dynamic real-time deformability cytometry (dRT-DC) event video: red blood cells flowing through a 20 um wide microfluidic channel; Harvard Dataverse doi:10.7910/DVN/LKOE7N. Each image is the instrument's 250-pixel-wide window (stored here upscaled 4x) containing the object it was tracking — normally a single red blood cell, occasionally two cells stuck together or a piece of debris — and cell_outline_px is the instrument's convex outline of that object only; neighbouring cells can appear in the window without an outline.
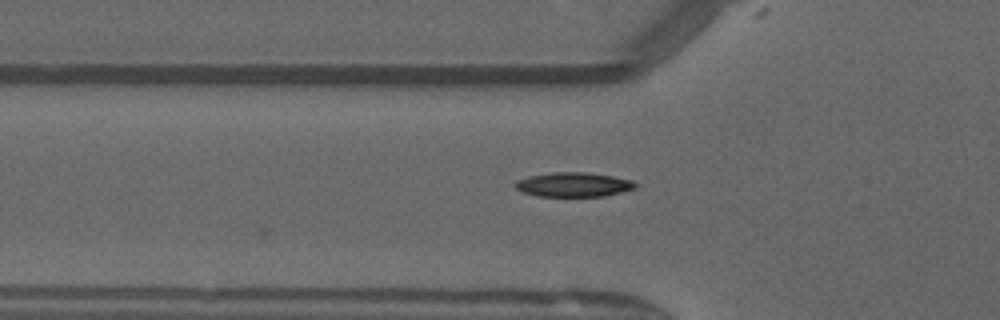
{"species": "common noctule bat (a hibernating species)", "species_latin": "Nyctalus noctula", "temperature_condition": "warm", "stored_images_in_passage": 35, "camera_frame_rate_fps": 3000, "um_per_image_px": 0.085, "animal": {"sex": "male", "forearm_length_mm": 52.5}, "frame": {"image": 1, "passage_image": 2, "time_ms": 0.333, "image_size_px": [1000, 320], "cell_outline_px": [[636, 188], [604, 196], [536, 196], [524, 192], [516, 188], [516, 180], [528, 176], [552, 172], [588, 172], [612, 176], [632, 180], [636, 184]], "centroid_in_image_um": [48.75, 15.68], "position_along_channel_um": 77.1, "area_um2": 16.99}}
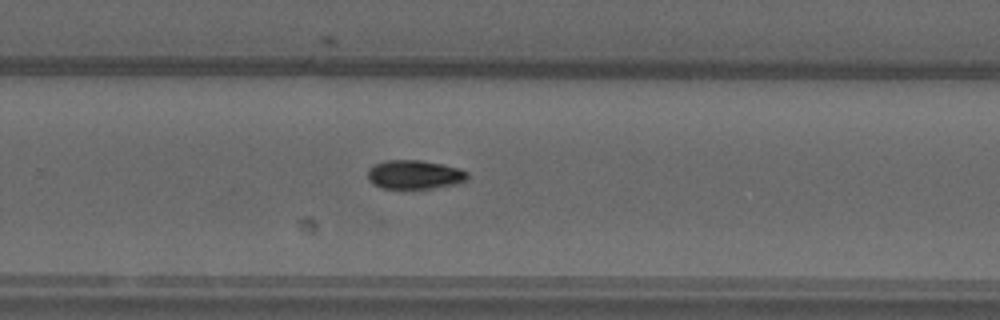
{"frame": {"image": 2, "passage_image": 18, "time_ms": 5.667, "image_size_px": [1000, 320], "cell_outline_px": [[468, 180], [452, 184], [432, 188], [380, 188], [372, 184], [368, 180], [368, 168], [384, 160], [420, 160], [460, 168], [468, 172]], "centroid_in_image_um": [35.21, 14.84], "position_along_channel_um": 294.6, "area_um2": 16.76}}
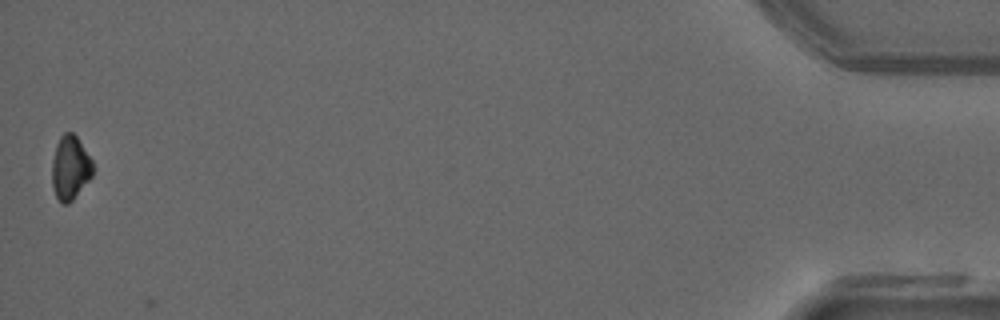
{"frame": {"image": 3, "passage_image": 35, "time_ms": 11.333, "image_size_px": [1000, 320], "cell_outline_px": [[92, 176], [72, 200], [68, 204], [60, 204], [52, 188], [52, 160], [56, 144], [60, 136], [64, 132], [72, 132], [76, 136], [92, 160]], "centroid_in_image_um": [5.94, 14.27], "position_along_channel_um": 429.3, "area_um2": 15.2}, "authors_computed_cell_mechanics": {"area_um2": 16.6464, "velocity_mm_per_s": 4.0782, "shape_relaxation_time_tau1_ms": 2.6327, "shape_relaxation_time_tau2_ms": null, "deformation_change_tau1": 0.0973, "deformation_change_tau2": null}}